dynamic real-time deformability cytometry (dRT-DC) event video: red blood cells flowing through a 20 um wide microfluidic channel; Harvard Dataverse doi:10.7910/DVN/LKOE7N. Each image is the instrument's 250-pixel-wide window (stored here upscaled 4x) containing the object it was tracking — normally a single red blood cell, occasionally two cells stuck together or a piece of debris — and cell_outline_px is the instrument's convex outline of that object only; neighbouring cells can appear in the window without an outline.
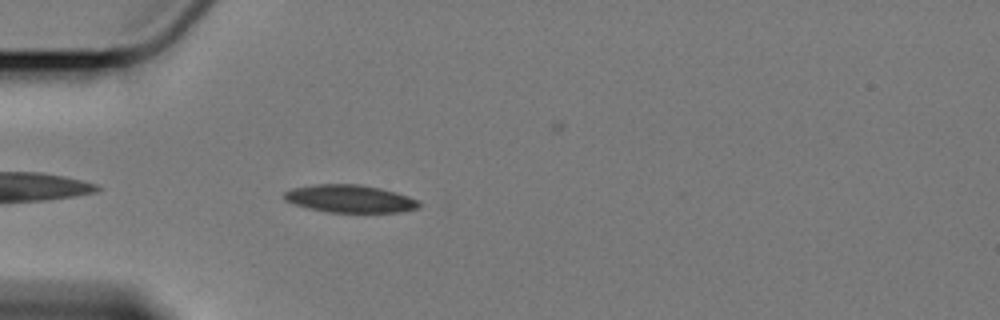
{"species": "Egyptian fruit bat (a non-hibernating species)", "species_latin": "Rousettus aegyptiacus", "temperature_condition": "cold", "stored_images_in_passage": 45, "camera_frame_rate_fps": 3000, "um_per_image_px": 0.085, "animal": {"sex": "female"}, "frame": {"image": 1, "passage_image": 3, "time_ms": 0.667, "image_size_px": [1000, 320], "cell_outline_px": [[420, 208], [400, 212], [328, 212], [308, 208], [284, 200], [284, 192], [292, 188], [316, 184], [360, 184], [380, 188], [396, 192], [408, 196], [416, 200], [420, 204]], "centroid_in_image_um": [29.75, 16.89], "position_along_channel_um": 55.3, "area_um2": 21.68}}
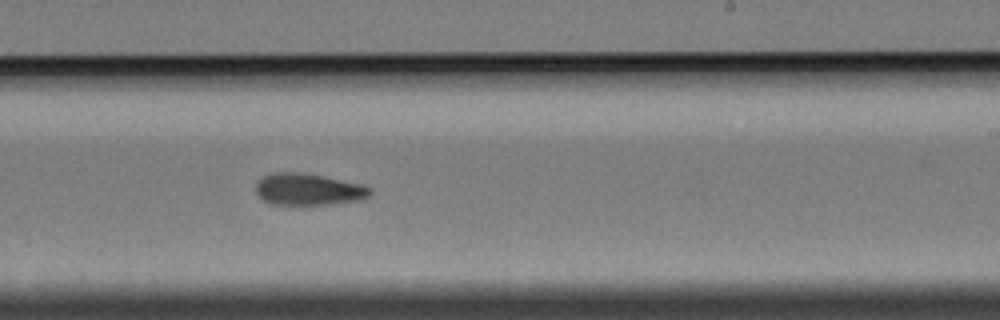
{"frame": {"image": 2, "passage_image": 22, "time_ms": 7.0, "image_size_px": [1000, 320], "cell_outline_px": [[372, 192], [368, 196], [360, 200], [324, 204], [272, 204], [264, 200], [256, 192], [256, 184], [264, 176], [272, 172], [296, 172], [324, 176], [364, 184], [372, 188]], "centroid_in_image_um": [26.24, 16.08], "position_along_channel_um": 262.8, "area_um2": 20.98}}
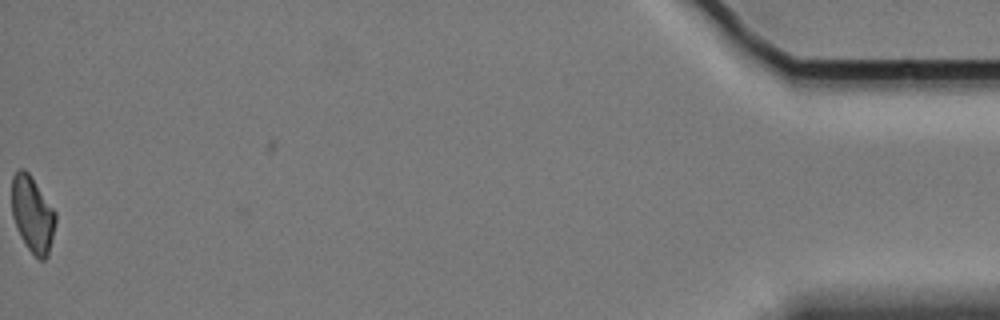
{"frame": {"image": 3, "passage_image": 45, "time_ms": 14.667, "image_size_px": [1000, 320], "cell_outline_px": [[56, 220], [48, 256], [44, 260], [40, 260], [28, 248], [20, 236], [12, 216], [12, 176], [20, 168], [24, 168], [32, 176], [56, 212]], "centroid_in_image_um": [2.76, 18.19], "position_along_channel_um": 432.4, "area_um2": 19.42}}